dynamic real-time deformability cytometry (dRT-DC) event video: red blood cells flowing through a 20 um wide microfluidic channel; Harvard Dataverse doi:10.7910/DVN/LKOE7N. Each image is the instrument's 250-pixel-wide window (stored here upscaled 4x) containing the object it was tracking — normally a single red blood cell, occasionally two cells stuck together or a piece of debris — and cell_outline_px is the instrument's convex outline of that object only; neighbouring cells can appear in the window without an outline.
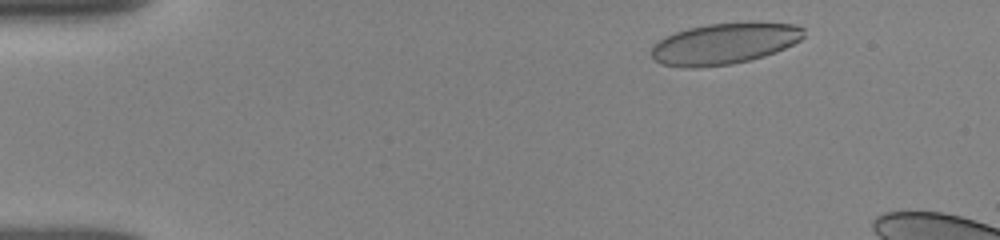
{"species": "human", "species_latin": "Homo sapiens", "temperature_condition": "room temperature", "stored_images_in_passage": 111, "camera_frame_rate_fps": 3000, "um_per_image_px": 0.085, "donor": {"sex": "female"}, "frame": {"image": 1, "passage_image": 5, "time_ms": 1.0, "image_size_px": [1000, 240], "cell_outline_px": [[804, 36], [800, 40], [776, 52], [764, 56], [732, 64], [696, 68], [684, 68], [660, 64], [652, 60], [652, 44], [676, 32], [688, 28], [708, 24], [752, 20], [792, 24], [804, 28]], "centroid_in_image_um": [61.58, 3.69], "position_along_channel_um": 23.4, "area_um2": 37.17}}
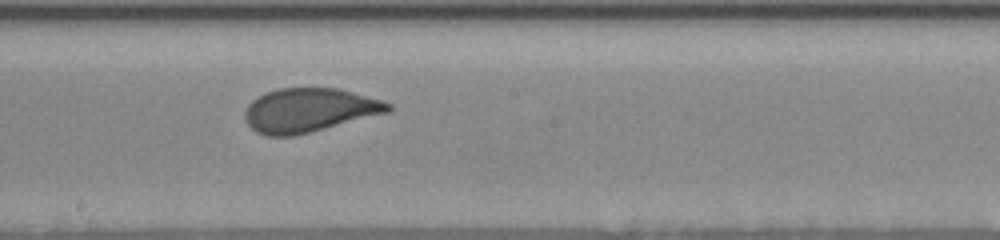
{"frame": {"image": 2, "passage_image": 57, "time_ms": 8.333, "image_size_px": [1000, 240], "cell_outline_px": [[392, 108], [388, 112], [292, 136], [268, 136], [256, 132], [248, 124], [244, 116], [244, 112], [248, 104], [252, 100], [268, 92], [280, 88], [340, 88], [384, 100], [392, 104]], "centroid_in_image_um": [26.28, 9.35], "position_along_channel_um": 221.9, "area_um2": 36.36}}
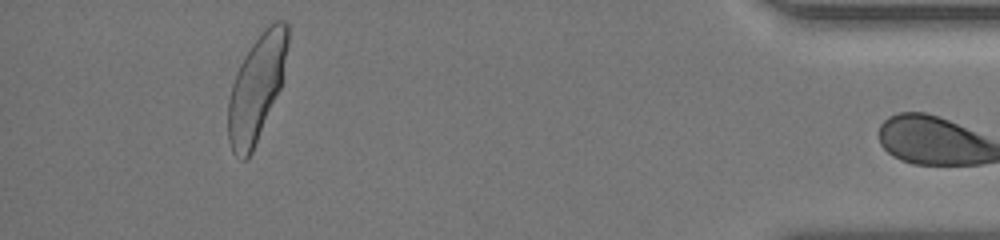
{"frame": {"image": 3, "passage_image": 108, "time_ms": 14.667, "image_size_px": [1000, 240], "cell_outline_px": [[288, 44], [280, 88], [252, 152], [248, 160], [240, 160], [232, 152], [228, 140], [228, 100], [232, 84], [236, 72], [244, 56], [252, 44], [264, 28], [268, 24], [276, 20], [284, 20], [288, 24]], "centroid_in_image_um": [21.79, 7.48], "position_along_channel_um": 413.4, "area_um2": 36.65}, "authors_computed_cell_mechanics": {"area_um2": 36.8764, "velocity_mm_per_s": 3.8764, "shape_relaxation_time_tau1_ms": 5.6462, "shape_relaxation_time_tau2_ms": null, "deformation_change_tau1": 0.1686, "deformation_change_tau2": null}}